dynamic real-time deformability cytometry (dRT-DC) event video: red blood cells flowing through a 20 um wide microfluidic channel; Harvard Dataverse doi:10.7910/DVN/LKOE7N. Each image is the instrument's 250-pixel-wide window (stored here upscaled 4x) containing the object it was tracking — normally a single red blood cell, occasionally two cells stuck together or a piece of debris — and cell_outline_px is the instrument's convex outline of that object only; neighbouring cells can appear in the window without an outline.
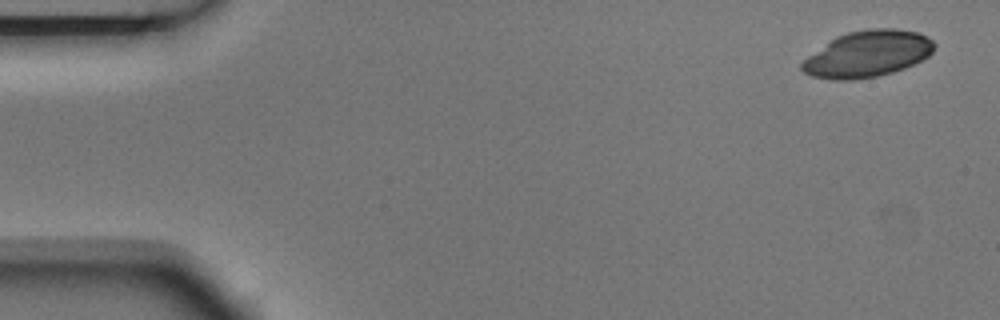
{"species": "Egyptian fruit bat (a non-hibernating species)", "species_latin": "Rousettus aegyptiacus", "temperature_condition": "room temperature", "stored_images_in_passage": 4, "camera_frame_rate_fps": 3000, "um_per_image_px": 0.085, "animal": {"sex": "male"}, "frame": {"image": 1, "passage_image": 1, "time_ms": 0.0, "image_size_px": [1000, 320], "cell_outline_px": [[936, 44], [932, 52], [928, 56], [904, 68], [892, 72], [876, 76], [852, 80], [832, 80], [812, 76], [804, 72], [800, 68], [800, 64], [808, 56], [836, 36], [848, 32], [868, 28], [896, 28], [916, 32], [932, 40]], "centroid_in_image_um": [73.72, 4.58], "position_along_channel_um": 11.3, "area_um2": 35.55}}